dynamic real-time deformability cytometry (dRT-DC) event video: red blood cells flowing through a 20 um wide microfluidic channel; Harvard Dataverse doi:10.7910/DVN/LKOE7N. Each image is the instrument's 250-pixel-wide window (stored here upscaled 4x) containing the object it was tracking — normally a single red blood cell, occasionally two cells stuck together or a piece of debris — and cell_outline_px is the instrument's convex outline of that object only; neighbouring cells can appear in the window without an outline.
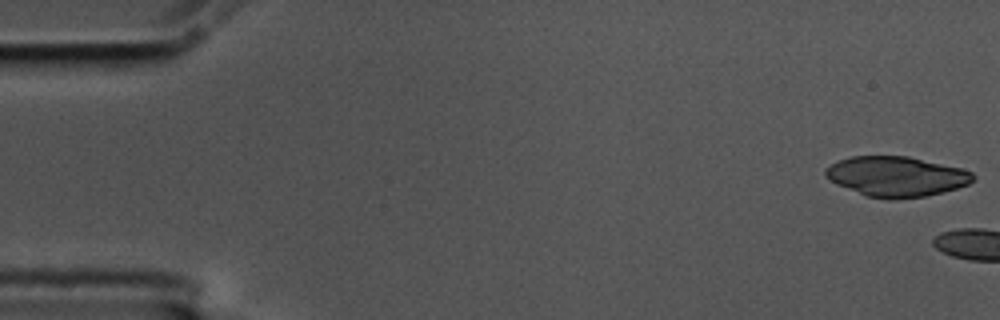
{"species": "common noctule bat (a hibernating species)", "species_latin": "Nyctalus noctula", "temperature_condition": "cold", "stored_images_in_passage": 2, "camera_frame_rate_fps": 3000, "um_per_image_px": 0.085, "animal": {"sex": "male", "body_mass_g": 17.5, "forearm_length_mm": 52.3}, "frame": {"image": 1, "passage_image": 1, "time_ms": 0.0, "image_size_px": [1000, 320], "cell_outline_px": [[976, 176], [968, 184], [956, 188], [924, 196], [864, 196], [836, 184], [824, 176], [824, 168], [840, 160], [852, 156], [908, 156], [960, 168], [972, 172]], "centroid_in_image_um": [76.14, 14.96], "position_along_channel_um": 8.9, "area_um2": 33.52}}